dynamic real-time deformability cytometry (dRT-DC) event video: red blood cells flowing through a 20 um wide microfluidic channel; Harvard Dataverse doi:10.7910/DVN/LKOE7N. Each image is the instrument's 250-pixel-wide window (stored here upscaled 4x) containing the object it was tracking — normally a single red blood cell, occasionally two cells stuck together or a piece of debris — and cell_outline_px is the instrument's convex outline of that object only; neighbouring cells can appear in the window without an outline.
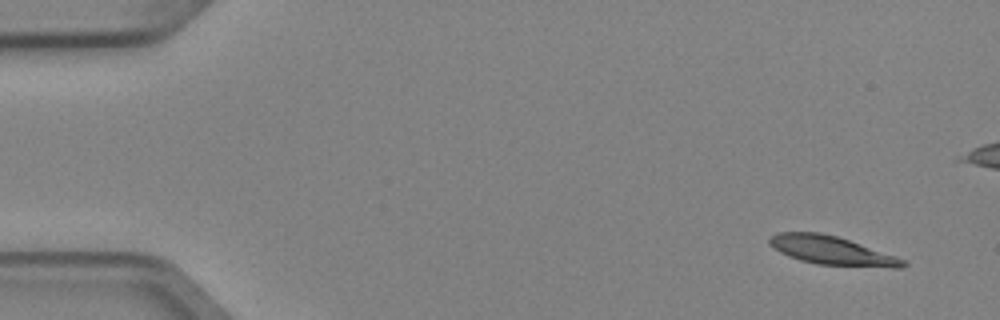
{"species": "Egyptian fruit bat (a non-hibernating species)", "species_latin": "Rousettus aegyptiacus", "temperature_condition": "cold", "stored_images_in_passage": 5, "camera_frame_rate_fps": 3000, "um_per_image_px": 0.085, "animal": {"sex": "female"}, "frame": {"image": 1, "passage_image": 1, "time_ms": 0.0, "image_size_px": [1000, 320], "cell_outline_px": [[908, 264], [904, 268], [892, 268], [816, 264], [800, 260], [788, 256], [780, 252], [768, 244], [768, 240], [776, 232], [820, 232], [836, 236], [848, 240], [904, 260]], "centroid_in_image_um": [70.65, 21.3], "position_along_channel_um": 14.4, "area_um2": 22.02}}